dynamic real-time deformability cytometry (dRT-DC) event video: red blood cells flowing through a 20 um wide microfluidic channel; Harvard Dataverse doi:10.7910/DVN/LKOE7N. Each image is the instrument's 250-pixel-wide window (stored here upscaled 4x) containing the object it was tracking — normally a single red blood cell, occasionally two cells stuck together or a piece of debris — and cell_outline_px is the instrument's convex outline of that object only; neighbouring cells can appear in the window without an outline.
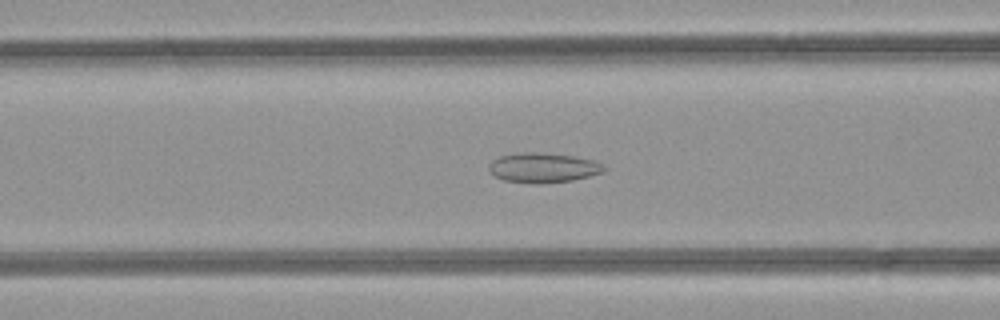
{"species": "common noctule bat (a hibernating species)", "species_latin": "Nyctalus noctula", "temperature_condition": "room temperature", "stored_images_in_passage": 38, "camera_frame_rate_fps": 3000, "um_per_image_px": 0.085, "animal": {"sex": "female", "body_mass_g": 21.9}, "frame": {"image": 1, "passage_image": 8, "time_ms": 2.333, "image_size_px": [1000, 320], "cell_outline_px": [[608, 168], [604, 172], [572, 180], [540, 184], [532, 184], [504, 180], [488, 172], [488, 164], [492, 160], [500, 156], [520, 152], [536, 152], [572, 156], [596, 160], [604, 164]], "centroid_in_image_um": [46.17, 14.26], "position_along_channel_um": 120.4, "area_um2": 20.23}}
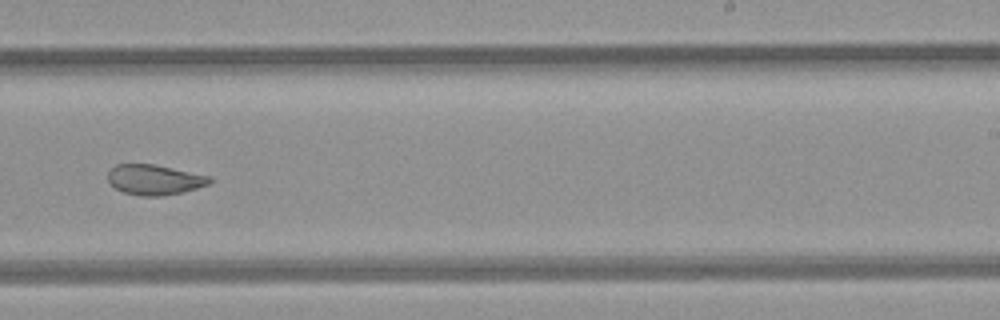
{"frame": {"image": 2, "passage_image": 19, "time_ms": 6.0, "image_size_px": [1000, 320], "cell_outline_px": [[212, 180], [208, 184], [184, 192], [160, 196], [140, 196], [124, 192], [116, 188], [108, 180], [108, 172], [116, 164], [156, 164], [212, 176]], "centroid_in_image_um": [13.16, 15.27], "position_along_channel_um": 275.8, "area_um2": 17.98}}
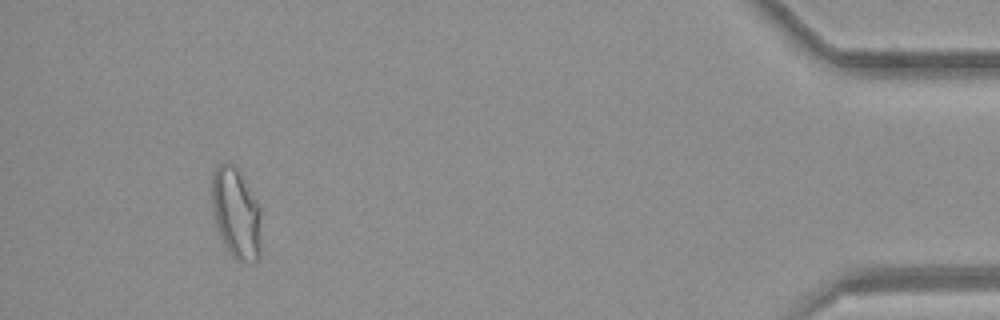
{"frame": {"image": 3, "passage_image": 34, "time_ms": 11.0, "image_size_px": [1000, 320], "cell_outline_px": [[260, 256], [256, 260], [236, 260], [232, 256], [224, 244], [220, 236], [216, 224], [212, 200], [212, 176], [216, 164], [236, 164], [260, 204]], "centroid_in_image_um": [20.08, 18.07], "position_along_channel_um": 415.1, "area_um2": 26.13}}